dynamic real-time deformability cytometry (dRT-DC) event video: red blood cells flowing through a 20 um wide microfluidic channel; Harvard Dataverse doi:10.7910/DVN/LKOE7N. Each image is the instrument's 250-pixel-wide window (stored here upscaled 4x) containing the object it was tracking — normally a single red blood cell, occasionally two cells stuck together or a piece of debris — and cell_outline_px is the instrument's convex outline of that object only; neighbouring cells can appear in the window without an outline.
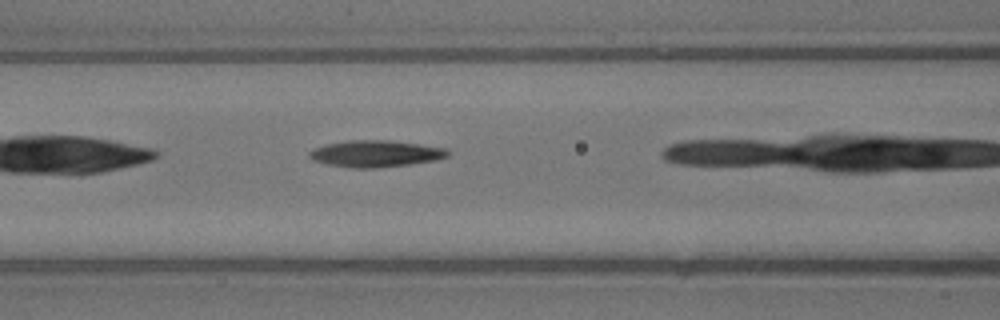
{"species": "common noctule bat (a hibernating species)", "species_latin": "Nyctalus noctula", "temperature_condition": "warm", "stored_images_in_passage": 13, "camera_frame_rate_fps": 3000, "um_per_image_px": 0.085, "animal": {"sex": "male", "body_mass_g": 13.3}, "frame": {"image": 1, "passage_image": 4, "time_ms": 1.0, "image_size_px": [1000, 320], "cell_outline_px": [[452, 152], [448, 156], [436, 160], [408, 164], [376, 168], [348, 168], [328, 164], [312, 160], [308, 156], [308, 152], [316, 148], [328, 144], [348, 140], [388, 140], [448, 148]], "centroid_in_image_um": [31.95, 13.06], "position_along_channel_um": 134.6, "area_um2": 21.5}}
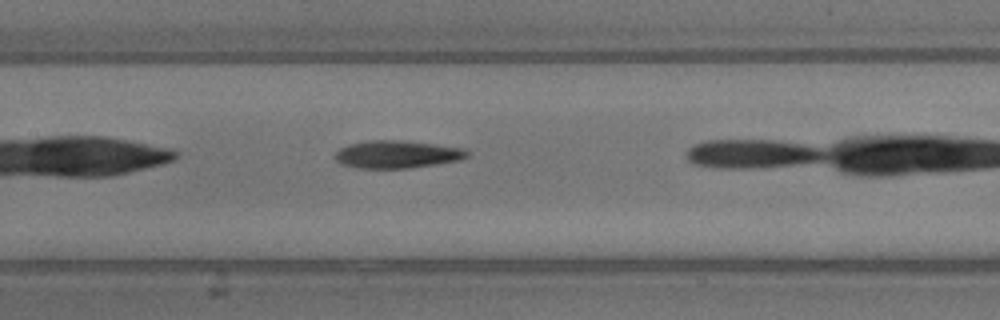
{"frame": {"image": 2, "passage_image": 6, "time_ms": 1.667, "image_size_px": [1000, 320], "cell_outline_px": [[472, 152], [468, 156], [460, 160], [436, 164], [408, 168], [356, 168], [340, 164], [332, 156], [340, 148], [348, 144], [368, 140], [400, 140], [436, 144], [468, 148]], "centroid_in_image_um": [33.77, 13.11], "position_along_channel_um": 173.6, "area_um2": 21.68}}